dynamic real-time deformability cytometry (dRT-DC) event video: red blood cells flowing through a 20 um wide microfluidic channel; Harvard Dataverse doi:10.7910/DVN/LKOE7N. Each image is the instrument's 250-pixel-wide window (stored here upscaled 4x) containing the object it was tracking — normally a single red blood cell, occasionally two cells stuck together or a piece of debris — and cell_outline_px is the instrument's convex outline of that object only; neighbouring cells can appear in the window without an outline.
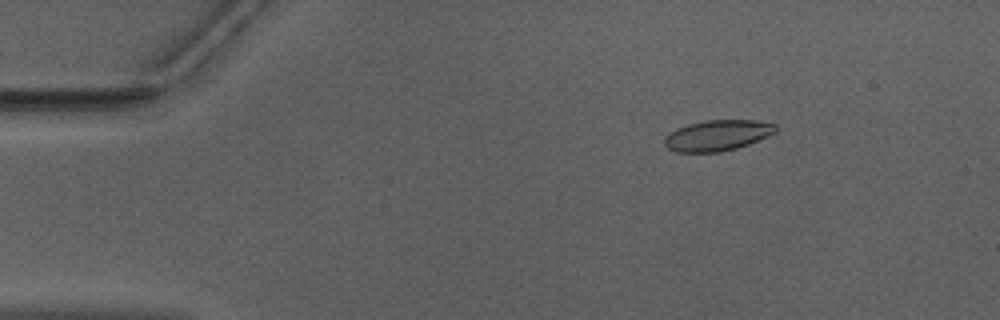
{"species": "Egyptian fruit bat (a non-hibernating species)", "species_latin": "Rousettus aegyptiacus", "temperature_condition": "warm", "stored_images_in_passage": 47, "camera_frame_rate_fps": 3000, "um_per_image_px": 0.085, "animal": {"sex": "male"}, "frame": {"image": 1, "passage_image": 3, "time_ms": 0.667, "image_size_px": [1000, 320], "cell_outline_px": [[776, 132], [748, 144], [736, 148], [720, 152], [676, 152], [668, 148], [664, 144], [664, 136], [668, 132], [676, 128], [688, 124], [708, 120], [756, 120], [776, 124]], "centroid_in_image_um": [60.94, 11.5], "position_along_channel_um": 24.1, "area_um2": 19.94}}
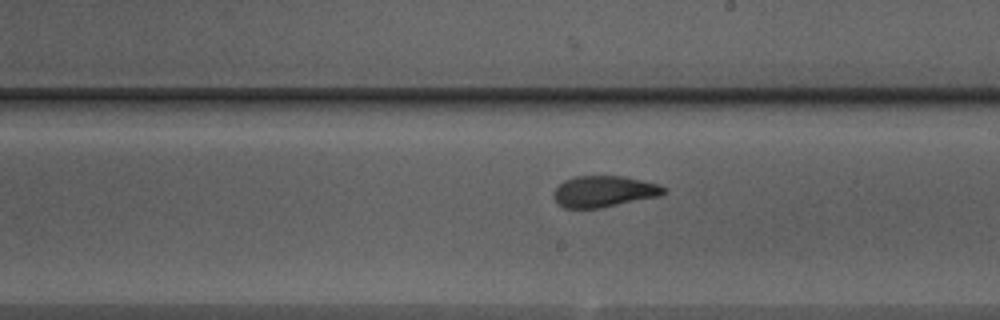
{"frame": {"image": 2, "passage_image": 25, "time_ms": 8.0, "image_size_px": [1000, 320], "cell_outline_px": [[668, 192], [660, 196], [600, 208], [564, 208], [556, 204], [552, 196], [552, 192], [564, 180], [576, 176], [624, 176], [660, 184], [668, 188]], "centroid_in_image_um": [51.35, 16.27], "position_along_channel_um": 237.7, "area_um2": 20.4}}
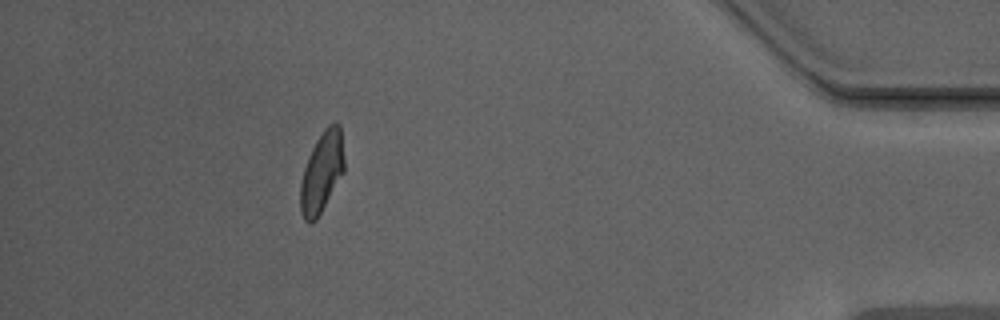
{"frame": {"image": 3, "passage_image": 42, "time_ms": 13.667, "image_size_px": [1000, 320], "cell_outline_px": [[344, 172], [316, 220], [312, 224], [308, 224], [304, 220], [300, 212], [300, 184], [304, 168], [308, 156], [316, 140], [324, 128], [328, 124], [336, 120], [340, 124], [344, 156]], "centroid_in_image_um": [27.35, 14.62], "position_along_channel_um": 407.9, "area_um2": 20.87}, "authors_computed_cell_mechanics": {"area_um2": 20.4612, "velocity_mm_per_s": 3.9736, "shape_relaxation_time_tau1_ms": 6.105, "shape_relaxation_time_tau2_ms": 1.4368, "deformation_change_tau1": 0.1689, "deformation_change_tau2": 0.083}}